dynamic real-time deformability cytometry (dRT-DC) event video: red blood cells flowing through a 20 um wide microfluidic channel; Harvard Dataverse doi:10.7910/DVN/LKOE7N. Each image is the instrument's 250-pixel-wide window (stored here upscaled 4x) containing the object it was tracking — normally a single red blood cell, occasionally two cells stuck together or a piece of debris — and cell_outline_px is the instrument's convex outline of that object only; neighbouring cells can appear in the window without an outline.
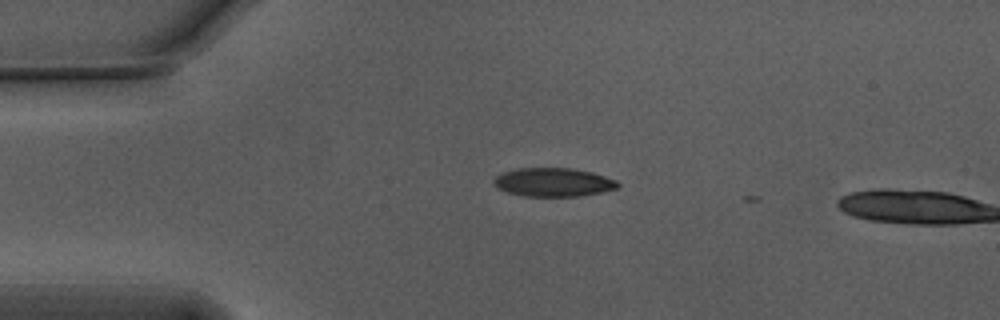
{"species": "Egyptian fruit bat (a non-hibernating species)", "species_latin": "Rousettus aegyptiacus", "temperature_condition": "warm", "stored_images_in_passage": 3, "camera_frame_rate_fps": 3000, "um_per_image_px": 0.085, "animal": {"sex": "male"}, "frame": {"image": 1, "passage_image": 2, "time_ms": 0.333, "image_size_px": [1000, 320], "cell_outline_px": [[620, 184], [616, 188], [600, 192], [580, 196], [524, 196], [508, 192], [496, 188], [492, 180], [496, 176], [504, 172], [516, 168], [572, 168], [592, 172], [616, 180]], "centroid_in_image_um": [47.0, 15.48], "position_along_channel_um": 38.0, "area_um2": 20.63}}